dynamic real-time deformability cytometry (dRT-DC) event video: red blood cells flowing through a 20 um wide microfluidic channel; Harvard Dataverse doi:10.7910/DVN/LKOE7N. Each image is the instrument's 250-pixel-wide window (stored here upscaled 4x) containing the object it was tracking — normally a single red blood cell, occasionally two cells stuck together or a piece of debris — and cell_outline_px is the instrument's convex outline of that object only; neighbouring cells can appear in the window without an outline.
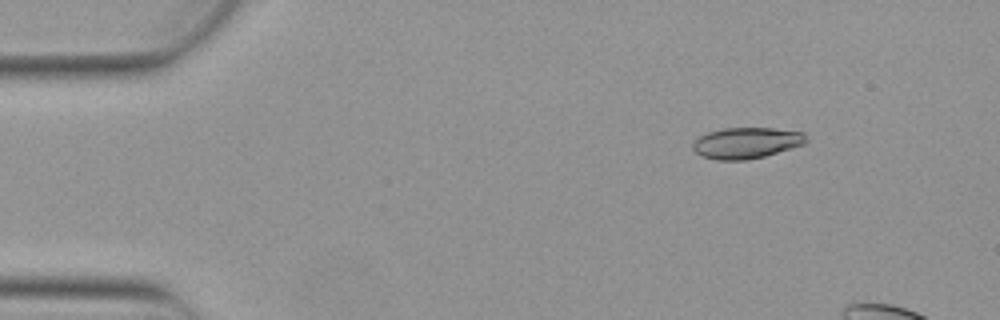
{"species": "Egyptian fruit bat (a non-hibernating species)", "species_latin": "Rousettus aegyptiacus", "temperature_condition": "warm", "stored_images_in_passage": 5, "camera_frame_rate_fps": 3000, "um_per_image_px": 0.085, "animal": {"sex": "female"}, "frame": {"image": 1, "passage_image": 2, "time_ms": 0.333, "image_size_px": [1000, 320], "cell_outline_px": [[808, 140], [804, 144], [764, 156], [748, 160], [716, 160], [700, 156], [692, 148], [692, 144], [700, 136], [708, 132], [724, 128], [772, 128], [804, 132], [808, 136]], "centroid_in_image_um": [63.45, 12.15], "position_along_channel_um": 21.6, "area_um2": 20.58}}